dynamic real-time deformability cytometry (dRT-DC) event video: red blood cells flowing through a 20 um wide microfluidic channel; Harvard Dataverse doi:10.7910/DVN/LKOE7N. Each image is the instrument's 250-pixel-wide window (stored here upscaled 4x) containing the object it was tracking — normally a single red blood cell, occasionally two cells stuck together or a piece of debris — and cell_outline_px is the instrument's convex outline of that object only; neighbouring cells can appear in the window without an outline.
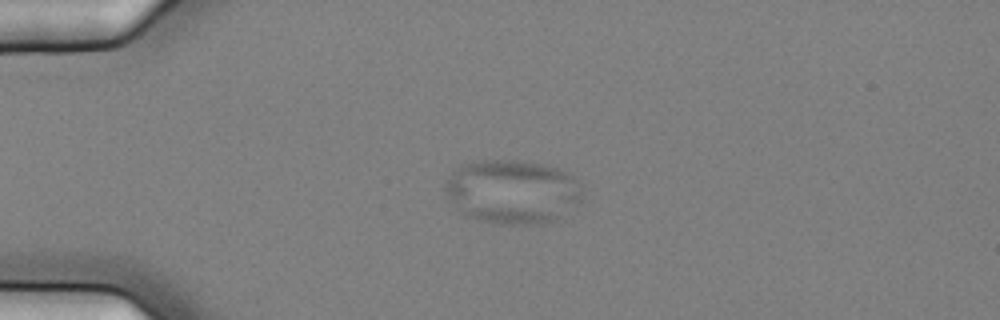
{"species": "common noctule bat (a hibernating species)", "species_latin": "Nyctalus noctula", "temperature_condition": "cold", "stored_images_in_passage": 43, "camera_frame_rate_fps": 3000, "um_per_image_px": 0.085, "animal": {"sex": "female", "body_mass_g": 25.1}, "frame": {"image": 1, "passage_image": 1, "time_ms": 0.0, "image_size_px": [1000, 320], "cell_outline_px": [[580, 200], [556, 220], [544, 224], [496, 224], [468, 216], [460, 212], [448, 196], [444, 188], [444, 180], [460, 164], [476, 160], [528, 160], [560, 168], [568, 172], [580, 184]], "centroid_in_image_um": [43.53, 16.26], "position_along_channel_um": 41.5, "area_um2": 51.56}}
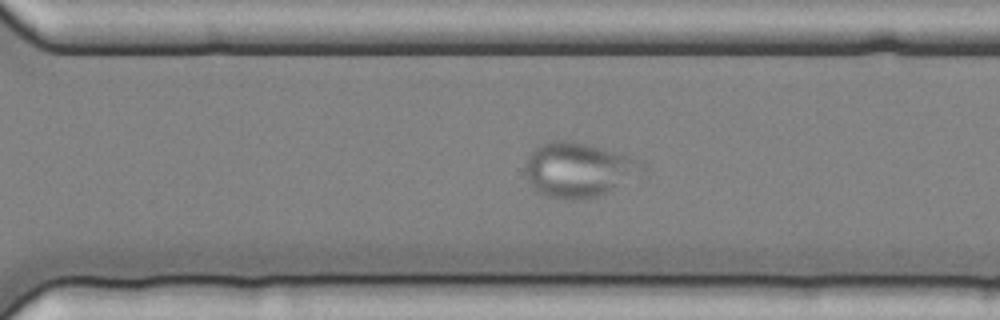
{"frame": {"image": 2, "passage_image": 27, "time_ms": 8.667, "image_size_px": [1000, 320], "cell_outline_px": [[644, 172], [596, 196], [580, 200], [572, 200], [548, 196], [536, 192], [528, 180], [524, 172], [524, 168], [528, 156], [540, 144], [548, 140], [572, 140], [628, 156], [640, 160], [644, 164]], "centroid_in_image_um": [49.11, 14.42], "position_along_channel_um": 321.5, "area_um2": 36.82}}
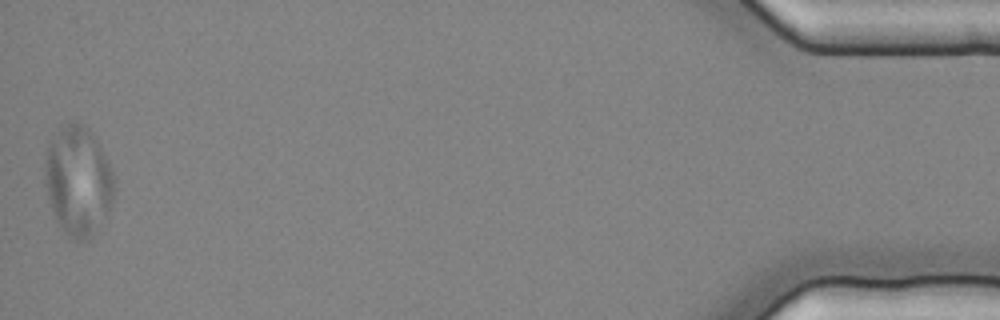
{"frame": {"image": 3, "passage_image": 43, "time_ms": 14.0, "image_size_px": [1000, 320], "cell_outline_px": [[116, 180], [112, 200], [108, 212], [92, 236], [88, 240], [72, 240], [60, 224], [48, 200], [44, 184], [44, 168], [48, 144], [60, 124], [72, 120], [80, 120], [96, 136], [116, 176]], "centroid_in_image_um": [6.65, 15.28], "position_along_channel_um": 428.6, "area_um2": 45.03}}